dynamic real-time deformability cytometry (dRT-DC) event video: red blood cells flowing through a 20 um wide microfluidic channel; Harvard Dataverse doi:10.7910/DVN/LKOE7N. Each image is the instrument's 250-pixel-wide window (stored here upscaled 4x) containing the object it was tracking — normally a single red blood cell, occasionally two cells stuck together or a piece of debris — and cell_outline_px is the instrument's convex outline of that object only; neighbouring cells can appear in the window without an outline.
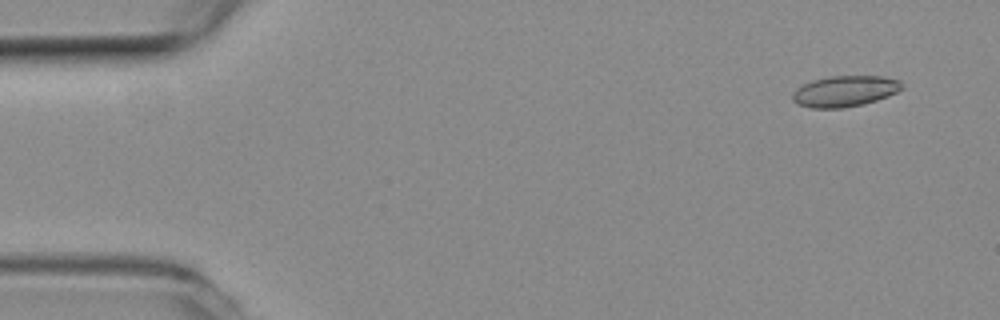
{"species": "common noctule bat (a hibernating species)", "species_latin": "Nyctalus noctula", "temperature_condition": "room temperature", "stored_images_in_passage": 50, "camera_frame_rate_fps": 3000, "um_per_image_px": 0.085, "animal": {"sex": "female", "body_mass_g": 19.3, "forearm_length_mm": 54.1}, "frame": {"image": 1, "passage_image": 1, "time_ms": 0.0, "image_size_px": [1000, 320], "cell_outline_px": [[904, 88], [888, 96], [864, 104], [844, 108], [812, 108], [796, 104], [792, 100], [792, 92], [796, 88], [812, 80], [828, 76], [880, 76], [900, 80], [904, 84]], "centroid_in_image_um": [71.8, 7.75], "position_along_channel_um": 13.2, "area_um2": 19.94}}
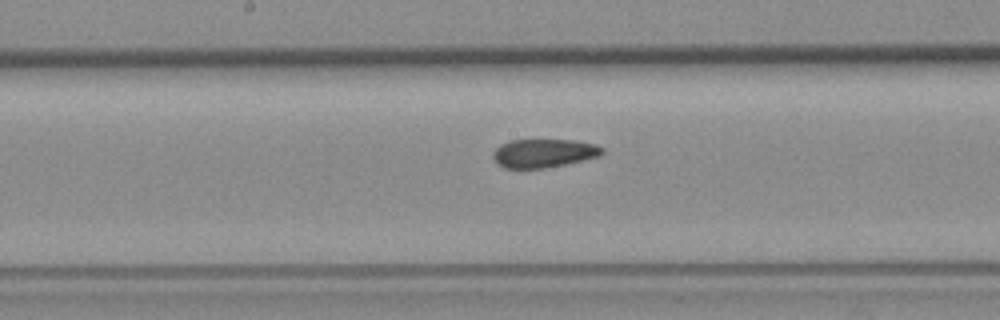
{"frame": {"image": 2, "passage_image": 25, "time_ms": 8.0, "image_size_px": [1000, 320], "cell_outline_px": [[604, 152], [600, 156], [564, 164], [544, 168], [504, 168], [492, 156], [492, 152], [500, 144], [512, 140], [572, 140], [596, 144], [604, 148]], "centroid_in_image_um": [46.23, 13.01], "position_along_channel_um": 202.0, "area_um2": 18.03}}
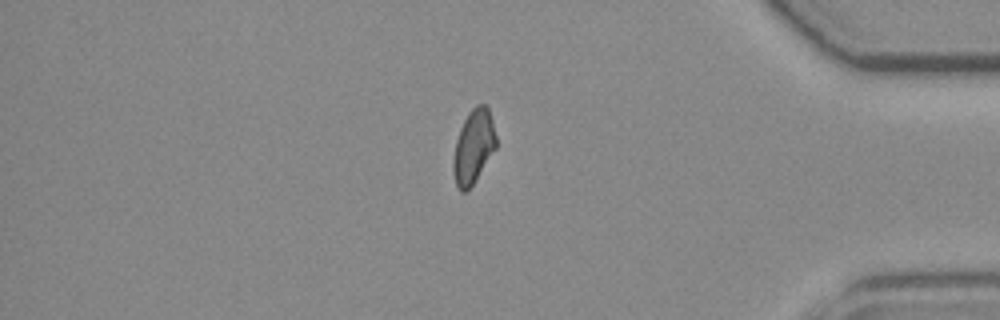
{"frame": {"image": 3, "passage_image": 43, "time_ms": 14.0, "image_size_px": [1000, 320], "cell_outline_px": [[496, 148], [468, 192], [460, 192], [456, 184], [452, 172], [452, 160], [456, 140], [460, 128], [468, 112], [476, 104], [484, 104], [488, 108], [492, 120], [496, 136]], "centroid_in_image_um": [40.22, 12.49], "position_along_channel_um": 395.0, "area_um2": 18.61}}